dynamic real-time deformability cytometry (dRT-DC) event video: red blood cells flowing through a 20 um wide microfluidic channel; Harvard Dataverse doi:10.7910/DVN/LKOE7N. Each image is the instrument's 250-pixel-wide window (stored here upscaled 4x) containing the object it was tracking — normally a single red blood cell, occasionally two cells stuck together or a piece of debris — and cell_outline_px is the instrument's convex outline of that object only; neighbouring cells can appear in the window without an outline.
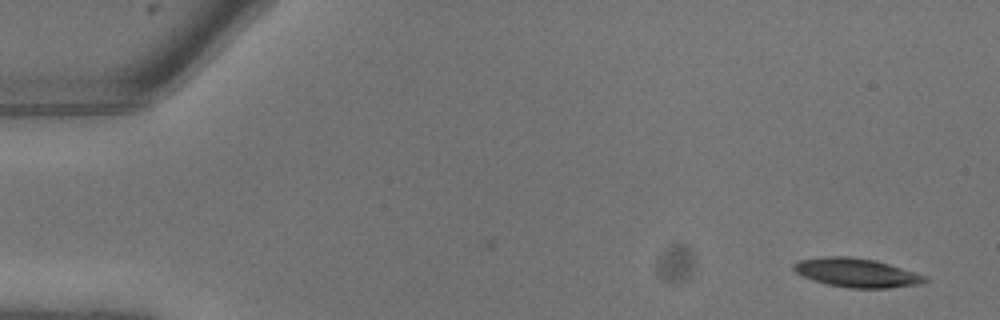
{"species": "common noctule bat (a hibernating species)", "species_latin": "Nyctalus noctula", "temperature_condition": "warm", "stored_images_in_passage": 14, "camera_frame_rate_fps": 3000, "um_per_image_px": 0.085, "animal": {"sex": "male", "body_mass_g": 13.3}, "frame": {"image": 1, "passage_image": 1, "time_ms": 0.0, "image_size_px": [1000, 320], "cell_outline_px": [[928, 280], [920, 284], [888, 288], [848, 288], [828, 284], [812, 280], [796, 272], [792, 268], [792, 264], [800, 260], [820, 256], [852, 256], [876, 260], [924, 276]], "centroid_in_image_um": [72.74, 23.17], "position_along_channel_um": 12.3, "area_um2": 21.96}}
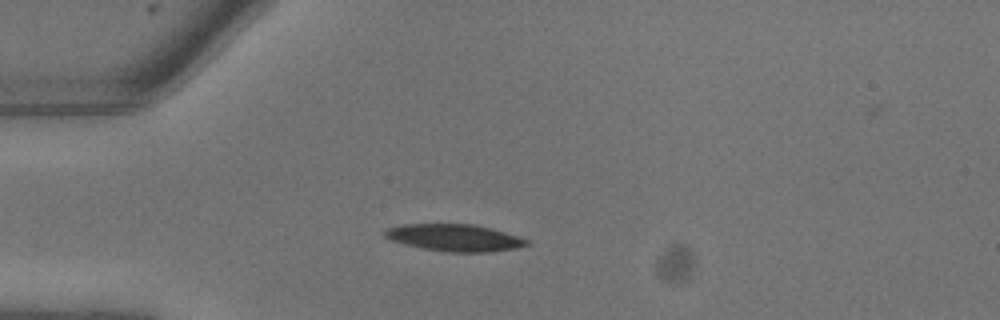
{"frame": {"image": 2, "passage_image": 6, "time_ms": 1.667, "image_size_px": [1000, 320], "cell_outline_px": [[528, 244], [516, 248], [488, 252], [448, 252], [424, 248], [404, 244], [392, 240], [384, 236], [380, 232], [388, 228], [400, 224], [476, 224], [492, 228], [528, 240]], "centroid_in_image_um": [38.59, 20.19], "position_along_channel_um": 46.4, "area_um2": 22.25}}
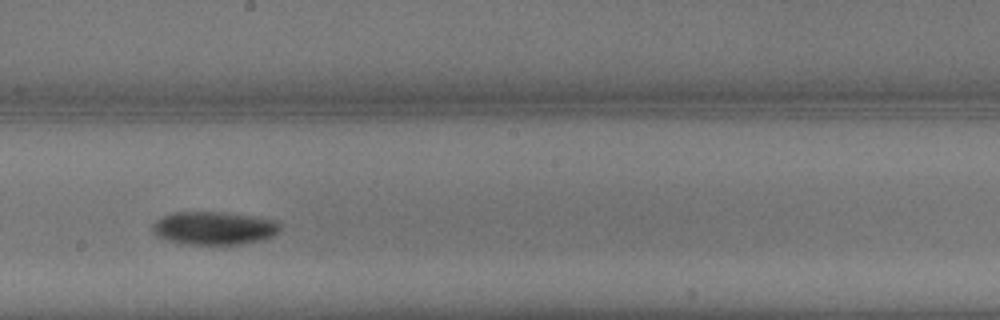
{"frame": {"image": 3, "passage_image": 13, "time_ms": 4.0, "image_size_px": [1000, 320], "cell_outline_px": [[280, 232], [264, 240], [240, 244], [188, 244], [164, 240], [156, 236], [152, 232], [152, 224], [156, 220], [164, 216], [176, 212], [224, 212], [256, 216], [276, 220], [280, 224]], "centroid_in_image_um": [18.21, 19.39], "position_along_channel_um": 230.0, "area_um2": 24.91}}